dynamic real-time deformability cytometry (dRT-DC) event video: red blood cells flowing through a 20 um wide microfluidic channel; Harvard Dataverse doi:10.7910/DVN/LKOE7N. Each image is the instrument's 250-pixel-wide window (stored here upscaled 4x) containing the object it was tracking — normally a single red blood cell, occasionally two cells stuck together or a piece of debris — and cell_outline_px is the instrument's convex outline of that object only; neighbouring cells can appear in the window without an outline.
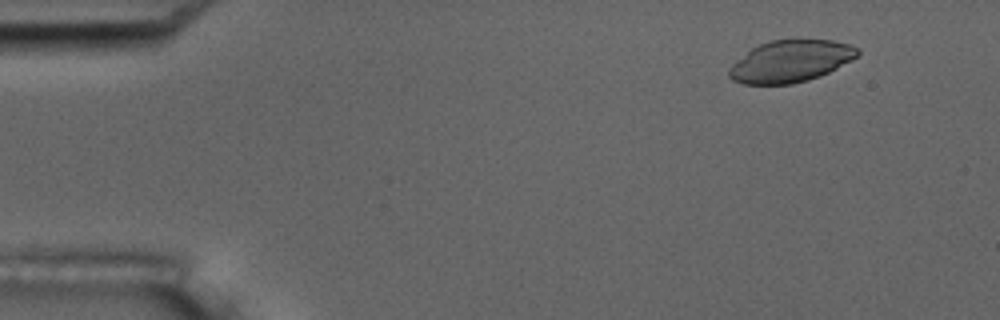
{"species": "common noctule bat (a hibernating species)", "species_latin": "Nyctalus noctula", "temperature_condition": "room temperature", "stored_images_in_passage": 4, "camera_frame_rate_fps": 3000, "um_per_image_px": 0.085, "animal": {"sex": "male", "body_mass_g": 17.5, "forearm_length_mm": 52.3}, "frame": {"image": 1, "passage_image": 1, "time_ms": 0.0, "image_size_px": [1000, 320], "cell_outline_px": [[860, 56], [820, 76], [808, 80], [792, 84], [744, 84], [732, 80], [728, 76], [728, 68], [732, 64], [752, 48], [768, 40], [796, 36], [832, 40], [848, 44], [860, 48]], "centroid_in_image_um": [67.23, 5.15], "position_along_channel_um": 17.8, "area_um2": 32.31}}